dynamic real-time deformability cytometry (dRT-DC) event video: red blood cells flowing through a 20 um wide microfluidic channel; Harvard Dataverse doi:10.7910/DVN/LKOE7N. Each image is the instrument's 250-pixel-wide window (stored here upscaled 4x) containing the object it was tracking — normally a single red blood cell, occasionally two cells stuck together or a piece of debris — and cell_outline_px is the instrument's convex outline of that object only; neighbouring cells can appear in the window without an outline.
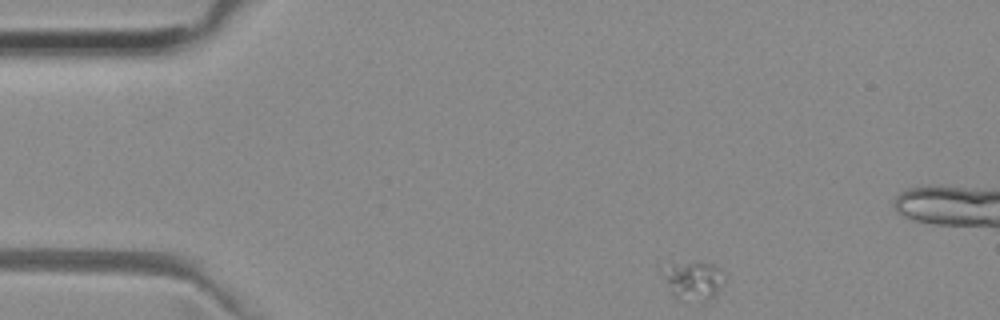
{"species": "common noctule bat (a hibernating species)", "species_latin": "Nyctalus noctula", "temperature_condition": "room temperature", "stored_images_in_passage": 47, "camera_frame_rate_fps": 3000, "um_per_image_px": 0.085, "animal": {"sex": "female", "body_mass_g": 29.2, "forearm_length_mm": 56.3}, "frame": {"image": 1, "passage_image": 1, "time_ms": 0.0, "image_size_px": [1000, 320], "cell_outline_px": [[728, 276], [716, 292], [704, 304], [700, 304], [680, 300], [672, 296], [660, 268], [672, 264], [700, 260], [716, 264]], "centroid_in_image_um": [58.97, 23.84], "position_along_channel_um": 26.0, "area_um2": 14.8}}
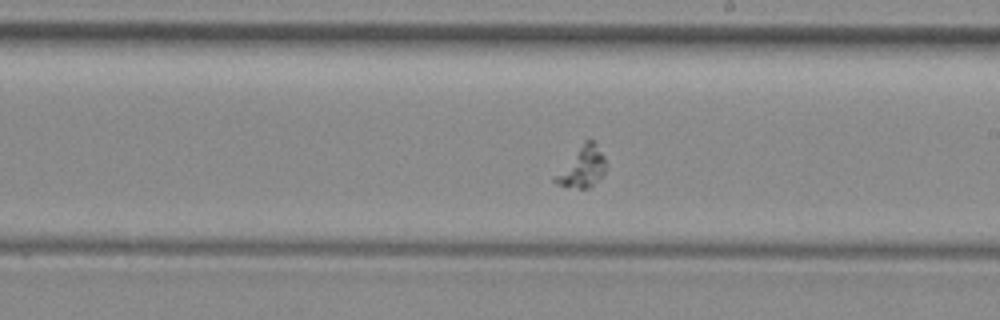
{"frame": {"image": 2, "passage_image": 23, "time_ms": 7.333, "image_size_px": [1000, 320], "cell_outline_px": [[608, 168], [604, 176], [588, 188], [580, 188], [556, 184], [552, 180], [552, 176], [584, 140], [592, 140], [604, 156], [608, 164]], "centroid_in_image_um": [49.49, 14.2], "position_along_channel_um": 239.5, "area_um2": 12.31}}
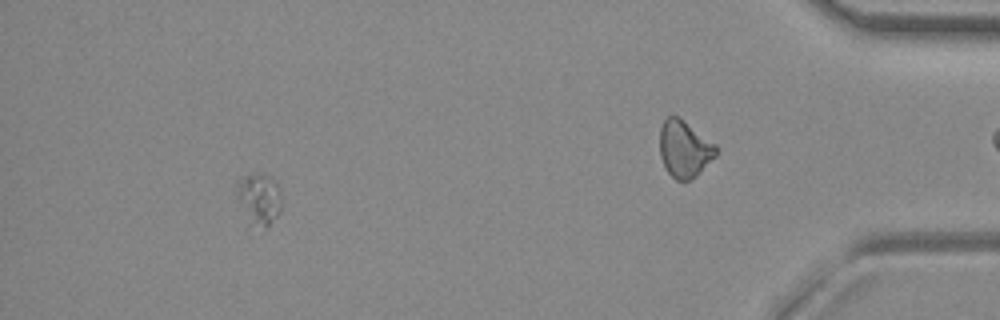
{"frame": {"image": 3, "passage_image": 42, "time_ms": 13.667, "image_size_px": [1000, 320], "cell_outline_px": [[280, 212], [264, 228], [256, 220], [236, 196], [236, 180], [244, 176], [256, 172], [260, 172], [272, 176], [276, 180], [280, 192]], "centroid_in_image_um": [22.07, 16.69], "position_along_channel_um": 413.1, "area_um2": 12.48}}